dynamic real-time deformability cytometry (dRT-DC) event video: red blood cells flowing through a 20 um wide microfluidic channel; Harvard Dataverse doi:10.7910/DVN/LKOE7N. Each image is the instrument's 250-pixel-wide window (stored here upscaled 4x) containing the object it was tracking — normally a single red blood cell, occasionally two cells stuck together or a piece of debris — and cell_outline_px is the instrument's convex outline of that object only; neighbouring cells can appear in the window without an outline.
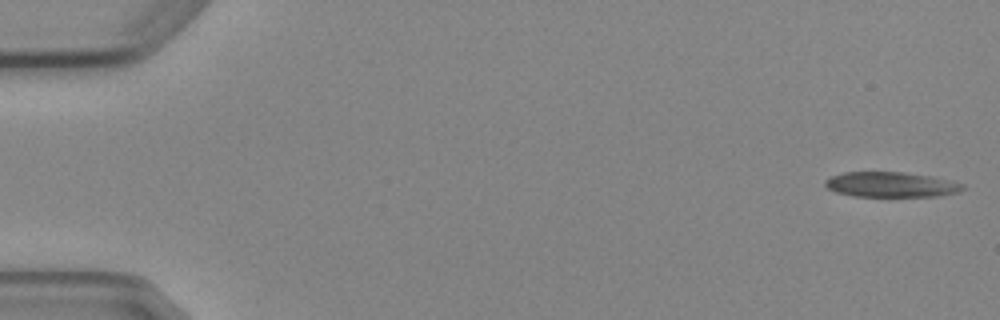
{"species": "Egyptian fruit bat (a non-hibernating species)", "species_latin": "Rousettus aegyptiacus", "temperature_condition": "cold", "stored_images_in_passage": 6, "segment_of_instrument_passage": [1, 2], "camera_frame_rate_fps": 3000, "um_per_image_px": 0.085, "animal": {"sex": "female"}, "frame": {"image": 1, "passage_image": 1, "time_ms": 0.0, "image_size_px": [1000, 320], "cell_outline_px": [[964, 188], [956, 192], [936, 196], [852, 196], [836, 192], [828, 188], [824, 184], [824, 180], [832, 176], [844, 172], [904, 172], [932, 176], [964, 184]], "centroid_in_image_um": [75.7, 15.68], "position_along_channel_um": 9.3, "area_um2": 20.0}}
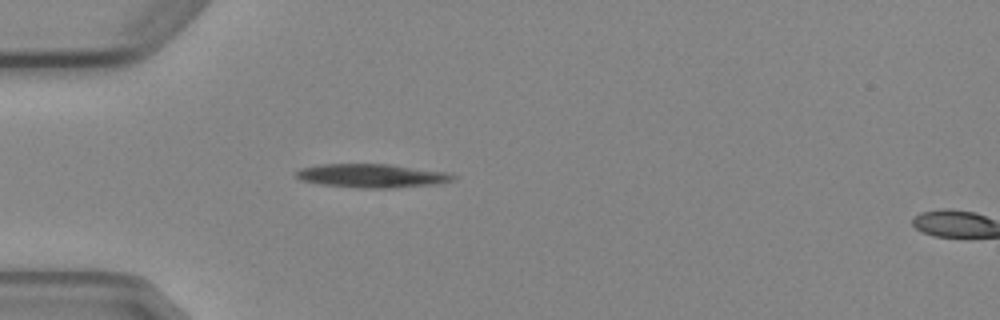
{"frame": {"image": 2, "passage_image": 5, "time_ms": 4.667, "image_size_px": [1000, 320], "cell_outline_px": [[456, 180], [444, 184], [392, 188], [360, 188], [320, 184], [300, 180], [296, 176], [296, 172], [300, 168], [320, 164], [392, 164], [444, 172], [456, 176]], "centroid_in_image_um": [31.66, 14.95], "position_along_channel_um": 53.3, "area_um2": 21.91}}